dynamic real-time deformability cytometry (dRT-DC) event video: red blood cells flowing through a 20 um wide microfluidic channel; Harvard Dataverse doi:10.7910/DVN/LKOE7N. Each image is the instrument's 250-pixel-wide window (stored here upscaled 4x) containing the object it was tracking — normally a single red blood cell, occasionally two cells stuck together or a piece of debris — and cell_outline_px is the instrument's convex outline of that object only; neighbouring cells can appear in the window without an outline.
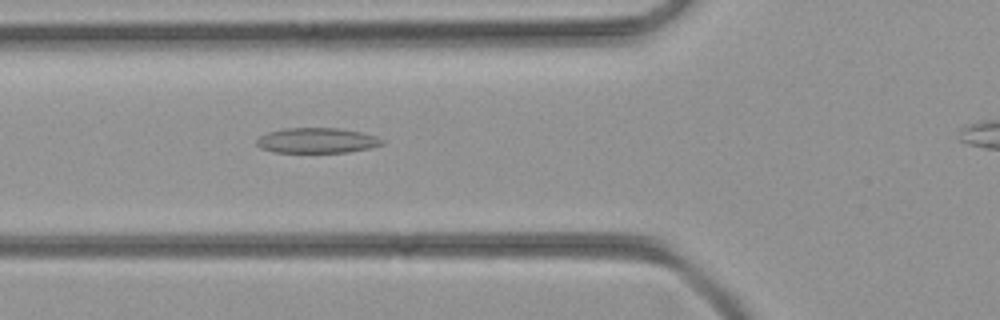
{"species": "common noctule bat (a hibernating species)", "species_latin": "Nyctalus noctula", "temperature_condition": "room temperature", "stored_images_in_passage": 28, "camera_frame_rate_fps": 3000, "um_per_image_px": 0.085, "animal": {"sex": "female", "body_mass_g": 21.9}, "frame": {"image": 1, "passage_image": 3, "time_ms": 0.667, "image_size_px": [1000, 320], "cell_outline_px": [[384, 144], [368, 148], [348, 152], [272, 152], [260, 148], [256, 144], [256, 140], [260, 136], [268, 132], [288, 128], [340, 128], [360, 132], [376, 136], [384, 140]], "centroid_in_image_um": [26.93, 11.94], "position_along_channel_um": 98.9, "area_um2": 18.38}}
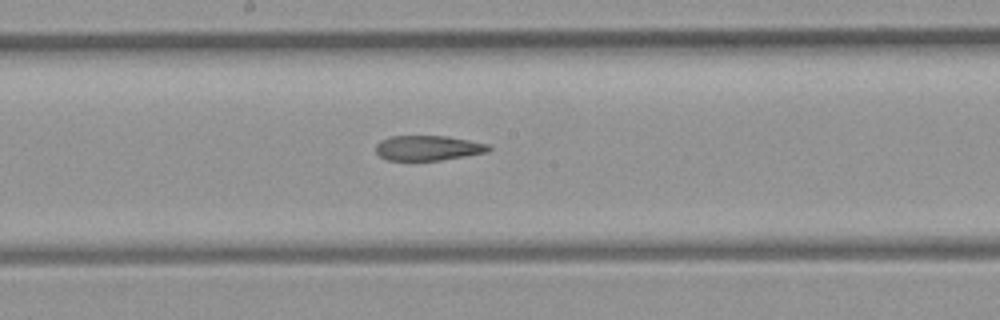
{"frame": {"image": 2, "passage_image": 11, "time_ms": 3.333, "image_size_px": [1000, 320], "cell_outline_px": [[492, 148], [488, 152], [440, 160], [388, 160], [380, 156], [376, 152], [376, 144], [380, 140], [388, 136], [448, 136], [488, 144]], "centroid_in_image_um": [36.37, 12.57], "position_along_channel_um": 211.8, "area_um2": 16.42}}
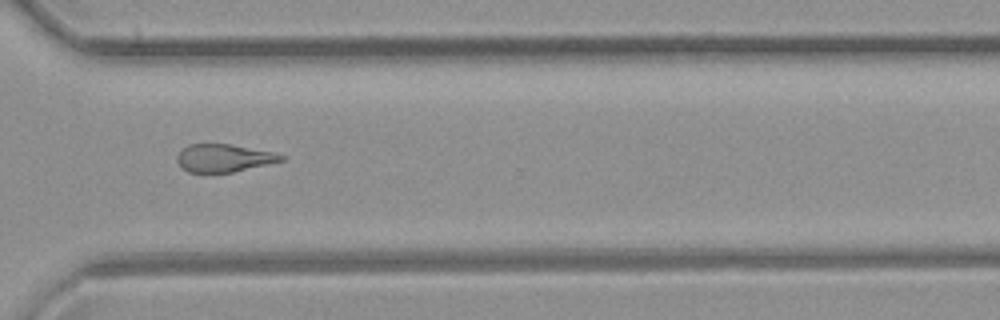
{"frame": {"image": 3, "passage_image": 21, "time_ms": 6.667, "image_size_px": [1000, 320], "cell_outline_px": [[284, 160], [268, 164], [232, 172], [188, 172], [176, 160], [176, 156], [188, 144], [228, 144], [272, 152], [284, 156]], "centroid_in_image_um": [19.01, 13.43], "position_along_channel_um": 351.6, "area_um2": 16.47}}